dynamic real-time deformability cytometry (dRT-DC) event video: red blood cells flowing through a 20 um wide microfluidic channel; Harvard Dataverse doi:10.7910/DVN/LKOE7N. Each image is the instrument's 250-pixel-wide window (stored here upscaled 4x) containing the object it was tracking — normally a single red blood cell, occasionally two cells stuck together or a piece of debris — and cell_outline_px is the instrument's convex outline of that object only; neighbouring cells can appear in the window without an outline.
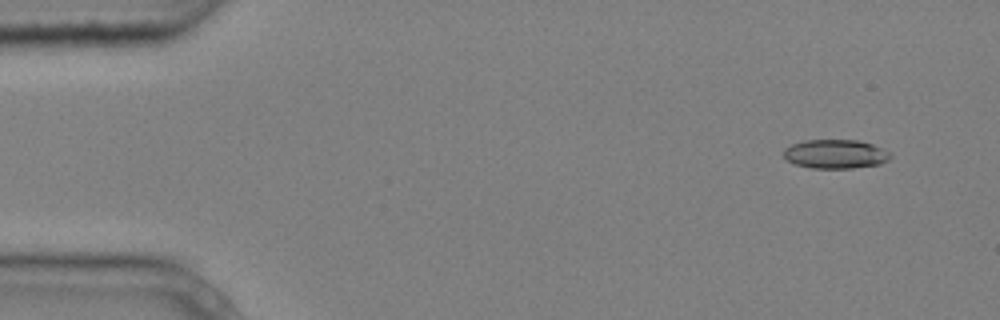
{"species": "common noctule bat (a hibernating species)", "species_latin": "Nyctalus noctula", "temperature_condition": "cold", "stored_images_in_passage": 5, "segment_of_instrument_passage": [1, 2], "camera_frame_rate_fps": 3000, "um_per_image_px": 0.085, "animal": {"sex": "male", "body_mass_g": 20.4}, "frame": {"image": 1, "passage_image": 1, "time_ms": 0.0, "image_size_px": [1000, 320], "cell_outline_px": [[892, 156], [888, 160], [880, 164], [852, 168], [812, 168], [796, 164], [788, 160], [784, 156], [784, 148], [792, 144], [804, 140], [856, 140], [872, 144], [888, 152]], "centroid_in_image_um": [71.0, 13.09], "position_along_channel_um": 14.0, "area_um2": 17.86}}